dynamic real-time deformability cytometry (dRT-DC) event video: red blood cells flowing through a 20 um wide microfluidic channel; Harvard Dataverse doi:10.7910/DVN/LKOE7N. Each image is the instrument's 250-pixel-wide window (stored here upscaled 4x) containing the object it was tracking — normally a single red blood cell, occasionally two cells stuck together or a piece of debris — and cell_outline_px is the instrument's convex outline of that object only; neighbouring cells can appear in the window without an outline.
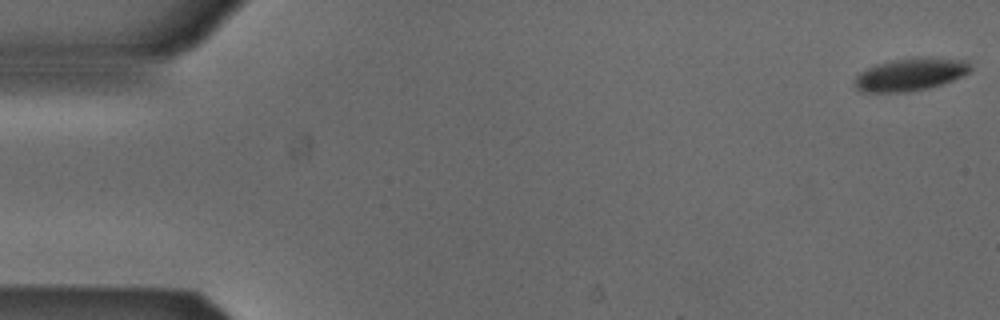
{"species": "Egyptian fruit bat (a non-hibernating species)", "species_latin": "Rousettus aegyptiacus", "temperature_condition": "cold", "stored_images_in_passage": 5, "segment_of_instrument_passage": [1, 2], "camera_frame_rate_fps": 3000, "um_per_image_px": 0.085, "animal": {"sex": "male"}, "frame": {"image": 1, "passage_image": 1, "time_ms": 0.0, "image_size_px": [1000, 320], "cell_outline_px": [[972, 68], [968, 72], [944, 84], [928, 88], [908, 92], [860, 92], [856, 88], [856, 76], [860, 72], [876, 64], [892, 60], [924, 56], [968, 60]], "centroid_in_image_um": [77.41, 6.32], "position_along_channel_um": 7.6, "area_um2": 22.14}}